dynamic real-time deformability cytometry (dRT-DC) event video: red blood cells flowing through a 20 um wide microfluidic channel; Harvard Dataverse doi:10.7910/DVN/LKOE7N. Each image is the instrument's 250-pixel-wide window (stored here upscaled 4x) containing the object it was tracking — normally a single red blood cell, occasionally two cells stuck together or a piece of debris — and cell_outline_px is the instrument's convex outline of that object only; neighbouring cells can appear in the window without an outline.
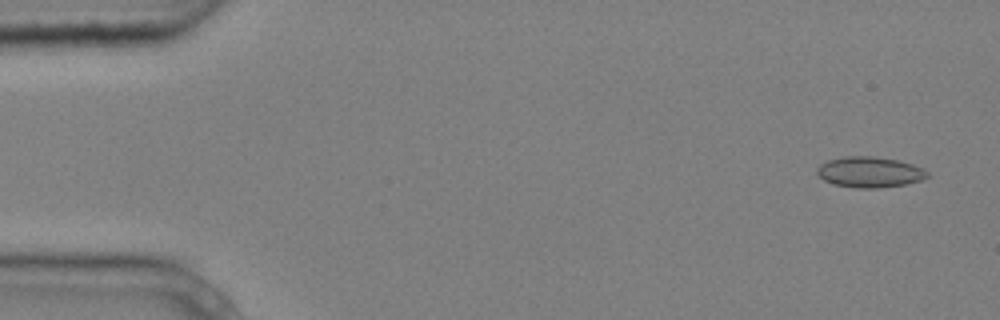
{"species": "common noctule bat (a hibernating species)", "species_latin": "Nyctalus noctula", "temperature_condition": "cold", "stored_images_in_passage": 6, "camera_frame_rate_fps": 3000, "um_per_image_px": 0.085, "animal": {"sex": "male", "body_mass_g": 20.4}, "frame": {"image": 1, "passage_image": 1, "time_ms": 0.0, "image_size_px": [1000, 320], "cell_outline_px": [[928, 176], [924, 180], [904, 184], [876, 188], [856, 188], [832, 184], [824, 180], [816, 172], [816, 168], [820, 164], [828, 160], [844, 156], [872, 156], [896, 160], [912, 164], [924, 168], [928, 172]], "centroid_in_image_um": [73.91, 14.63], "position_along_channel_um": 11.1, "area_um2": 19.77}}
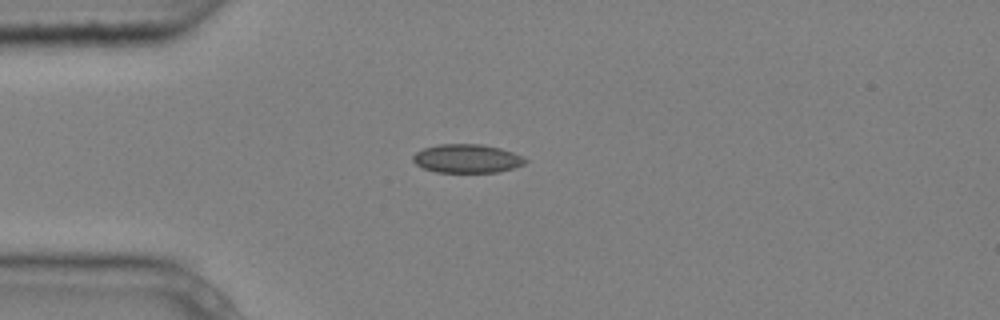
{"frame": {"image": 2, "passage_image": 4, "time_ms": 1.0, "image_size_px": [1000, 320], "cell_outline_px": [[528, 160], [524, 164], [512, 168], [496, 172], [436, 172], [424, 168], [416, 164], [412, 160], [412, 156], [416, 152], [424, 148], [440, 144], [480, 144], [500, 148], [512, 152]], "centroid_in_image_um": [39.66, 13.47], "position_along_channel_um": 45.3, "area_um2": 18.55}}
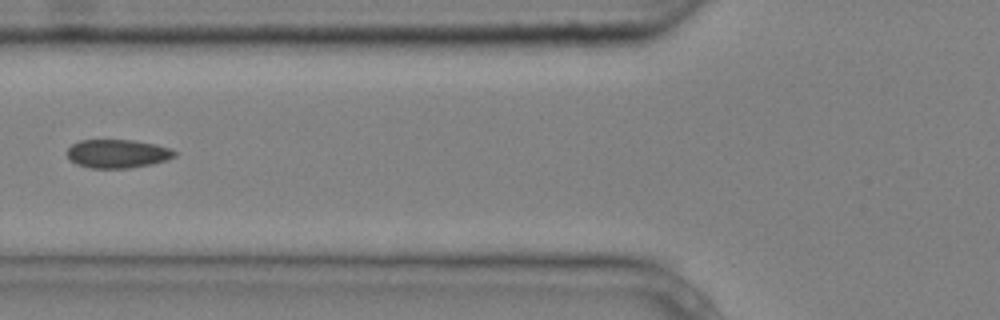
{"frame": {"image": 3, "passage_image": 6, "time_ms": 1.667, "image_size_px": [1000, 320], "cell_outline_px": [[176, 156], [168, 160], [152, 164], [128, 168], [92, 168], [76, 164], [68, 156], [68, 148], [72, 144], [80, 140], [132, 140], [156, 144], [172, 148], [176, 152]], "centroid_in_image_um": [10.04, 13.06], "position_along_channel_um": 115.8, "area_um2": 17.92}}